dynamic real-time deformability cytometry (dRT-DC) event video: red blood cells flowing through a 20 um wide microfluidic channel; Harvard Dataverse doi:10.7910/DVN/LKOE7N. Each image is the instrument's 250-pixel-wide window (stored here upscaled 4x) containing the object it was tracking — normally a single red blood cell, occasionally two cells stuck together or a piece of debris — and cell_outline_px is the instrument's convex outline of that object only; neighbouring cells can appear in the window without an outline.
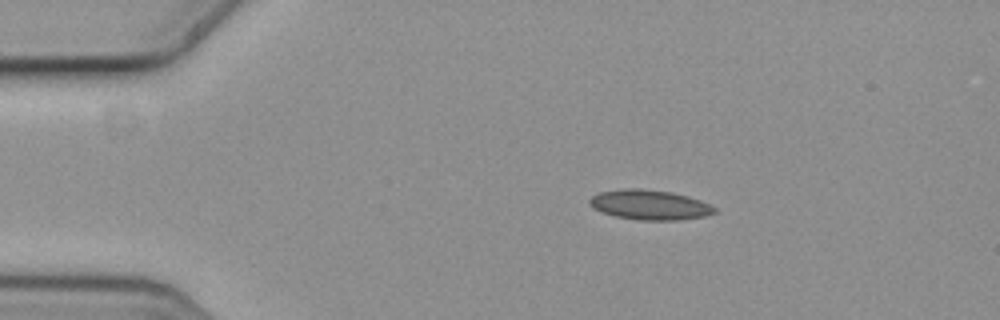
{"species": "common noctule bat (a hibernating species)", "species_latin": "Nyctalus noctula", "temperature_condition": "cold", "stored_images_in_passage": 5, "camera_frame_rate_fps": 3000, "um_per_image_px": 0.085, "animal": {"sex": "female", "body_mass_g": 19.3, "forearm_length_mm": 54.1}, "frame": {"image": 1, "passage_image": 1, "time_ms": 0.0, "image_size_px": [1000, 320], "cell_outline_px": [[716, 212], [704, 216], [680, 220], [640, 220], [616, 216], [600, 212], [592, 208], [588, 204], [588, 200], [592, 196], [600, 192], [624, 188], [640, 188], [672, 192], [688, 196], [700, 200], [716, 208]], "centroid_in_image_um": [55.18, 17.4], "position_along_channel_um": 29.8, "area_um2": 21.85}}
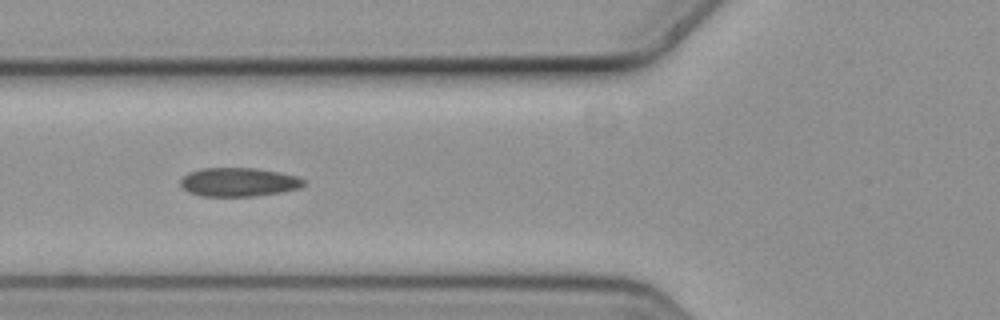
{"frame": {"image": 2, "passage_image": 4, "time_ms": 1.0, "image_size_px": [1000, 320], "cell_outline_px": [[308, 184], [300, 188], [280, 192], [256, 196], [200, 196], [188, 192], [180, 184], [180, 180], [188, 172], [200, 168], [256, 168], [296, 176], [308, 180]], "centroid_in_image_um": [20.3, 15.48], "position_along_channel_um": 105.5, "area_um2": 20.81}}
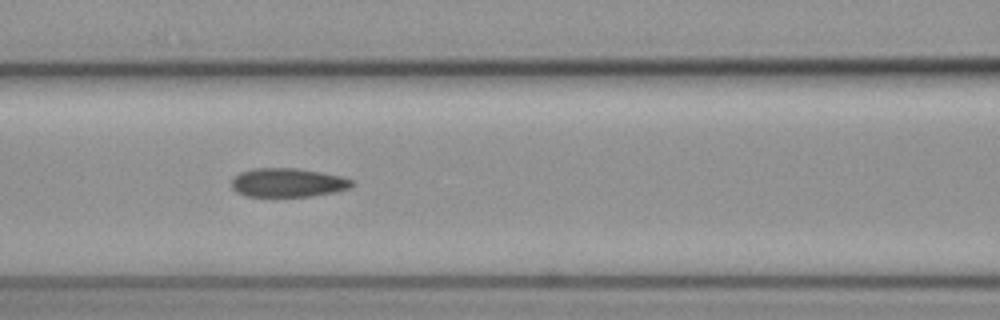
{"frame": {"image": 3, "passage_image": 5, "time_ms": 1.333, "image_size_px": [1000, 320], "cell_outline_px": [[356, 184], [348, 188], [336, 192], [308, 196], [244, 196], [236, 192], [232, 188], [232, 180], [240, 172], [252, 168], [296, 168], [320, 172], [340, 176], [352, 180]], "centroid_in_image_um": [24.45, 15.52], "position_along_channel_um": 142.1, "area_um2": 20.17}}